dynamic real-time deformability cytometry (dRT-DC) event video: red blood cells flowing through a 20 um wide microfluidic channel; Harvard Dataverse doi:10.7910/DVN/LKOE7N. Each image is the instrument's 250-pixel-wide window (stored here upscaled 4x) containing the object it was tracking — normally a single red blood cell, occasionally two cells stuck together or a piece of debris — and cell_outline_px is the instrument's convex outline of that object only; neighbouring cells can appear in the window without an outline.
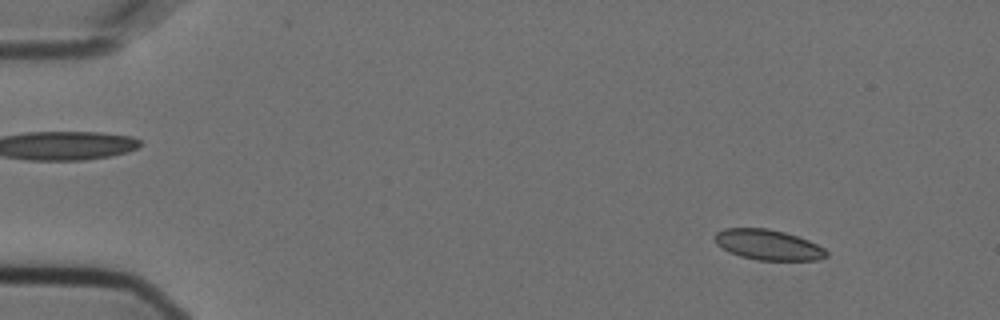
{"species": "Egyptian fruit bat (a non-hibernating species)", "species_latin": "Rousettus aegyptiacus", "temperature_condition": "cold", "stored_images_in_passage": 52, "camera_frame_rate_fps": 3000, "um_per_image_px": 0.085, "animal": {"sex": "female"}, "frame": {"image": 1, "passage_image": 2, "time_ms": 0.333, "image_size_px": [1000, 320], "cell_outline_px": [[828, 256], [816, 260], [756, 260], [740, 256], [728, 252], [716, 244], [712, 236], [716, 232], [724, 228], [768, 228], [784, 232], [808, 240], [824, 248], [828, 252]], "centroid_in_image_um": [65.24, 20.8], "position_along_channel_um": 19.8, "area_um2": 19.88}}
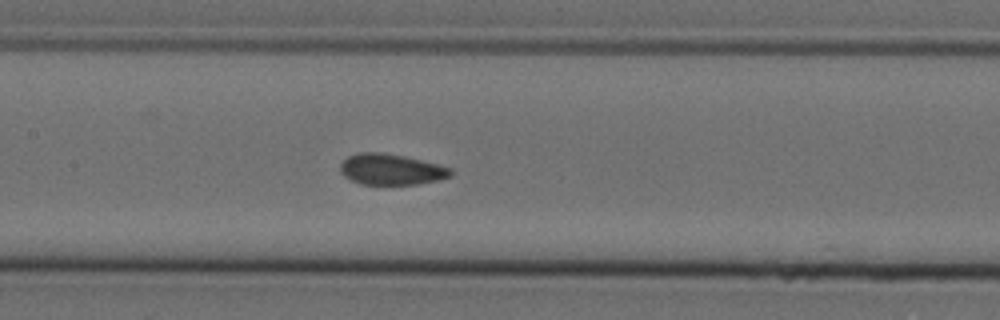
{"frame": {"image": 2, "passage_image": 23, "time_ms": 7.333, "image_size_px": [1000, 320], "cell_outline_px": [[452, 176], [440, 180], [416, 184], [360, 184], [344, 176], [340, 172], [340, 164], [348, 156], [360, 152], [380, 152], [404, 156], [452, 168]], "centroid_in_image_um": [33.24, 14.4], "position_along_channel_um": 174.2, "area_um2": 19.83}}
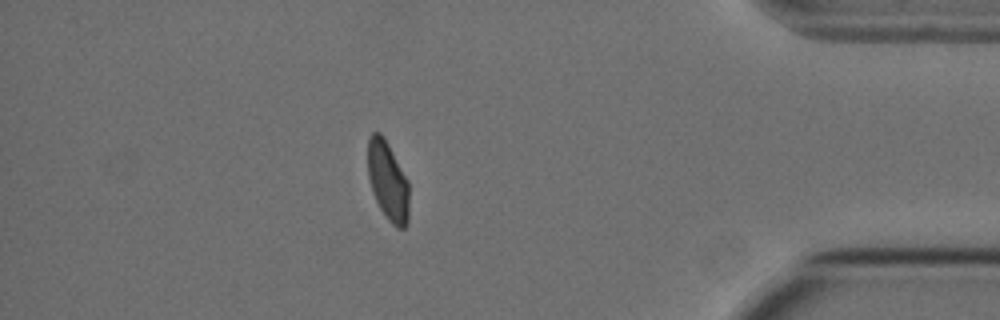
{"frame": {"image": 3, "passage_image": 45, "time_ms": 14.667, "image_size_px": [1000, 320], "cell_outline_px": [[408, 224], [404, 228], [396, 228], [388, 220], [380, 208], [372, 192], [368, 176], [368, 140], [372, 132], [380, 132], [384, 136], [408, 180]], "centroid_in_image_um": [32.96, 15.38], "position_along_channel_um": 402.2, "area_um2": 19.07}}